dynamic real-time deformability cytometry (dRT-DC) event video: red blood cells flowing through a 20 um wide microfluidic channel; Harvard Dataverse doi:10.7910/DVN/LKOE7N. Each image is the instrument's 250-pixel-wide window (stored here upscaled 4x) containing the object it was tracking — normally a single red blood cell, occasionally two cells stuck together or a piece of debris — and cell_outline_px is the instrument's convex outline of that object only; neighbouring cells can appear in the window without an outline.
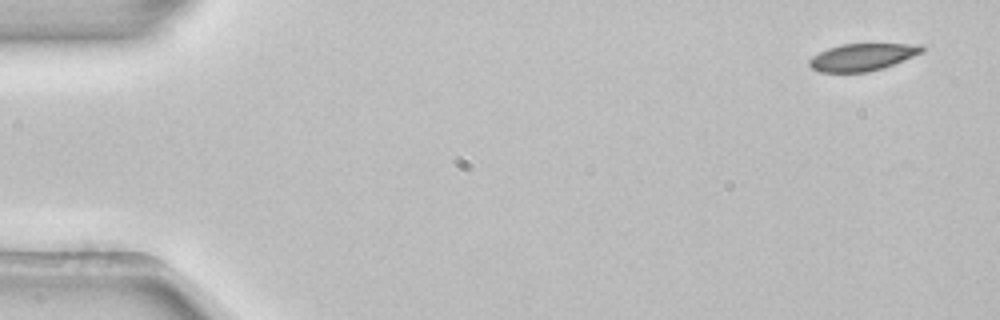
{"species": "common noctule bat (a hibernating species)", "species_latin": "Nyctalus noctula", "temperature_condition": "room temperature", "stored_images_in_passage": 5, "camera_frame_rate_fps": 3000, "um_per_image_px": 0.085, "animal": {"sex": "female", "body_mass_g": 22.7, "forearm_length_mm": 54.2}, "frame": {"image": 1, "passage_image": 1, "time_ms": 0.0, "image_size_px": [1000, 320], "cell_outline_px": [[924, 52], [884, 68], [868, 72], [820, 72], [812, 68], [808, 64], [808, 60], [812, 56], [828, 48], [840, 44], [924, 44]], "centroid_in_image_um": [73.32, 4.85], "position_along_channel_um": 11.7, "area_um2": 17.98}}